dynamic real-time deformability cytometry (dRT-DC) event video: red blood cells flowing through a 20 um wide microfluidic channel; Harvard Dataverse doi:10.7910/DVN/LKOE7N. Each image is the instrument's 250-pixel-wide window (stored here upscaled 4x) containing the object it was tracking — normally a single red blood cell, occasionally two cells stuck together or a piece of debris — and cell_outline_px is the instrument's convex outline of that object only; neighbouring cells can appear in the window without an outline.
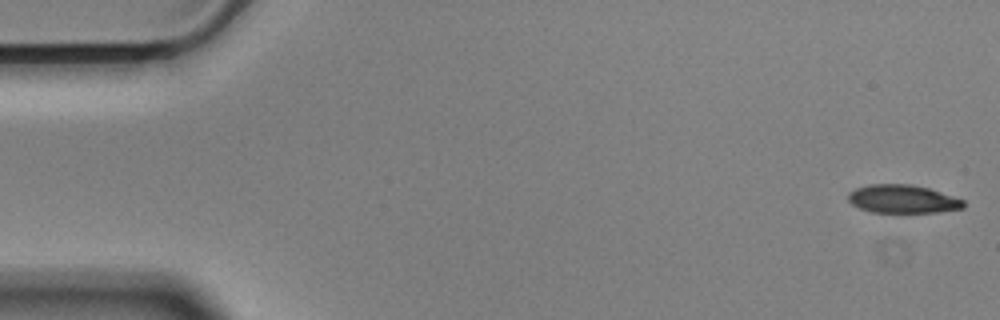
{"species": "Egyptian fruit bat (a non-hibernating species)", "species_latin": "Rousettus aegyptiacus", "temperature_condition": "cold", "stored_images_in_passage": 11, "camera_frame_rate_fps": 3000, "um_per_image_px": 0.085, "animal": {"sex": "male"}, "frame": {"image": 1, "passage_image": 1, "time_ms": 0.0, "image_size_px": [1000, 320], "cell_outline_px": [[964, 208], [940, 212], [872, 212], [860, 208], [852, 204], [848, 200], [848, 192], [856, 188], [868, 184], [912, 184], [928, 188], [964, 200]], "centroid_in_image_um": [76.71, 16.91], "position_along_channel_um": 8.3, "area_um2": 18.96}}